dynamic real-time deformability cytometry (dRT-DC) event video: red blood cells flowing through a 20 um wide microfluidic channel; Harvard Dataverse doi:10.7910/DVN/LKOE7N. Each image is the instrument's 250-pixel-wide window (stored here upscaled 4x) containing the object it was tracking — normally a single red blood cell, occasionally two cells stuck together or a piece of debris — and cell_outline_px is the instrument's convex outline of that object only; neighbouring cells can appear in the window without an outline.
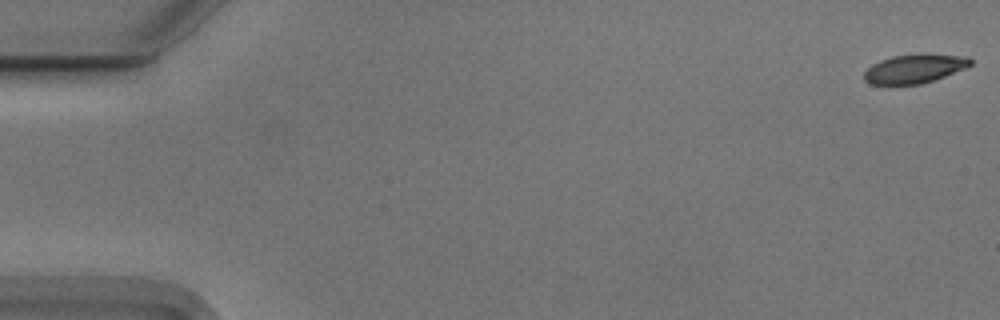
{"species": "Egyptian fruit bat (a non-hibernating species)", "species_latin": "Rousettus aegyptiacus", "temperature_condition": "cold", "stored_images_in_passage": 53, "camera_frame_rate_fps": 3000, "um_per_image_px": 0.085, "animal": {"sex": "male"}, "frame": {"image": 1, "passage_image": 1, "time_ms": 0.0, "image_size_px": [1000, 320], "cell_outline_px": [[972, 64], [964, 68], [944, 76], [920, 84], [872, 84], [864, 80], [864, 72], [872, 64], [880, 60], [892, 56], [920, 52], [924, 52], [968, 56], [972, 60]], "centroid_in_image_um": [77.75, 5.79], "position_along_channel_um": 7.3, "area_um2": 18.15}}
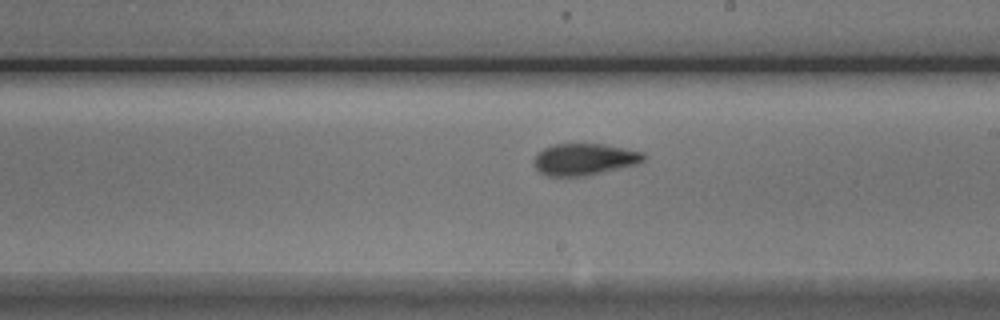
{"frame": {"image": 2, "passage_image": 32, "time_ms": 10.333, "image_size_px": [1000, 320], "cell_outline_px": [[648, 156], [644, 160], [636, 164], [588, 176], [548, 176], [540, 172], [536, 168], [532, 160], [536, 152], [552, 144], [604, 144], [644, 152]], "centroid_in_image_um": [49.66, 13.54], "position_along_channel_um": 239.3, "area_um2": 20.52}}
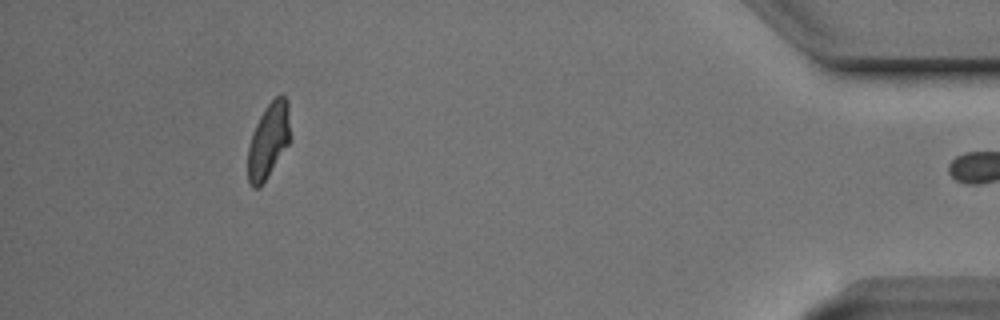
{"frame": {"image": 3, "passage_image": 51, "time_ms": 16.667, "image_size_px": [1000, 320], "cell_outline_px": [[288, 144], [268, 176], [260, 188], [252, 188], [248, 180], [248, 148], [252, 132], [264, 108], [276, 96], [284, 96], [288, 100]], "centroid_in_image_um": [22.78, 11.98], "position_along_channel_um": 412.4, "area_um2": 18.15}, "authors_computed_cell_mechanics": {"area_um2": 19.4786, "velocity_mm_per_s": 3.7169, "shape_relaxation_time_tau1_ms": 5.881, "shape_relaxation_time_tau2_ms": 1.5567, "deformation_change_tau1": 0.1664, "deformation_change_tau2": 0.0714}}